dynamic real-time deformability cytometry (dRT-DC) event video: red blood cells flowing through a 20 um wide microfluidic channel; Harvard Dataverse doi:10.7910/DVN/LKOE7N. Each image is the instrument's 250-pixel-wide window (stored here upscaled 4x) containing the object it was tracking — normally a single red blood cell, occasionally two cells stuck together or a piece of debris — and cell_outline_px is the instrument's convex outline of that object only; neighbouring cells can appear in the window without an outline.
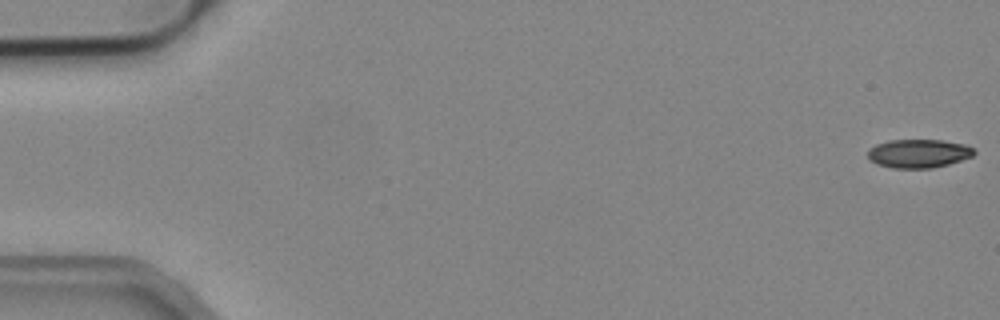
{"species": "common noctule bat (a hibernating species)", "species_latin": "Nyctalus noctula", "temperature_condition": "cold", "stored_images_in_passage": 12, "camera_frame_rate_fps": 3000, "um_per_image_px": 0.085, "animal": {"sex": "male", "body_mass_g": 19.2, "forearm_length_mm": 51.8}, "frame": {"image": 1, "passage_image": 1, "time_ms": 0.0, "image_size_px": [1000, 320], "cell_outline_px": [[976, 152], [972, 156], [948, 164], [932, 168], [892, 168], [876, 164], [868, 160], [868, 148], [876, 144], [888, 140], [940, 140], [964, 144], [972, 148]], "centroid_in_image_um": [78.02, 13.05], "position_along_channel_um": 7.0, "area_um2": 17.74}}